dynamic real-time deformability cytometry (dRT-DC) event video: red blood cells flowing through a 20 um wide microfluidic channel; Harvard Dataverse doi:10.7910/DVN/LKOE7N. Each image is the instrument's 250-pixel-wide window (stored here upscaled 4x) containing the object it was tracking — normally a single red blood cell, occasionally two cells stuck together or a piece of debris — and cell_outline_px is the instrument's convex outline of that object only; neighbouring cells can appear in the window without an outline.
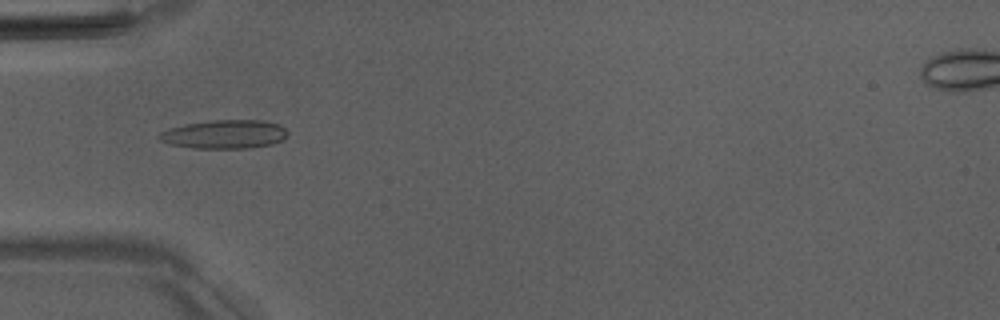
{"species": "Egyptian fruit bat (a non-hibernating species)", "species_latin": "Rousettus aegyptiacus", "temperature_condition": "room temperature", "stored_images_in_passage": 40, "camera_frame_rate_fps": 3000, "um_per_image_px": 0.085, "animal": {"sex": "male"}, "frame": {"image": 1, "passage_image": 8, "time_ms": 2.333, "image_size_px": [1000, 320], "cell_outline_px": [[288, 136], [284, 140], [272, 144], [248, 148], [192, 148], [168, 144], [160, 140], [156, 136], [160, 132], [168, 128], [184, 124], [212, 120], [264, 120], [276, 124], [284, 128], [288, 132]], "centroid_in_image_um": [19.06, 11.41], "position_along_channel_um": 65.9, "area_um2": 21.68}}
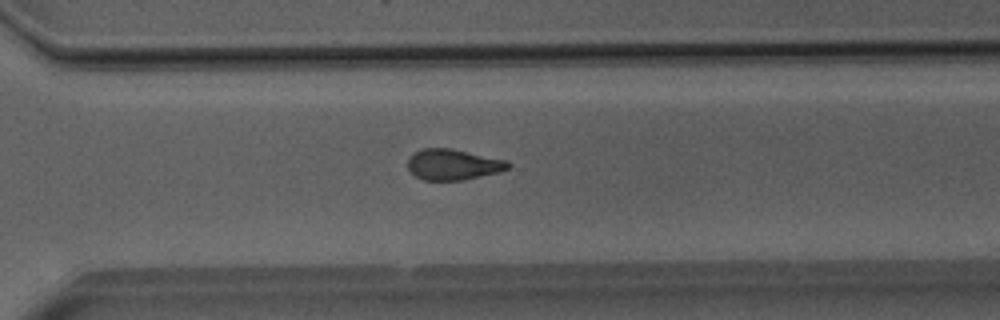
{"frame": {"image": 2, "passage_image": 28, "time_ms": 9.0, "image_size_px": [1000, 320], "cell_outline_px": [[512, 164], [508, 168], [500, 172], [464, 180], [424, 180], [416, 176], [408, 168], [408, 156], [412, 152], [424, 148], [452, 148], [508, 160]], "centroid_in_image_um": [38.53, 13.97], "position_along_channel_um": 332.1, "area_um2": 18.26}}
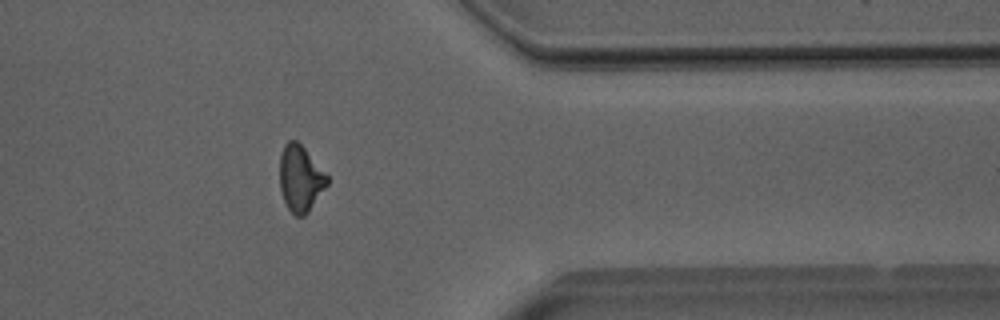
{"frame": {"image": 3, "passage_image": 33, "time_ms": 10.667, "image_size_px": [1000, 320], "cell_outline_px": [[328, 184], [308, 212], [304, 216], [296, 216], [288, 208], [284, 200], [280, 188], [280, 156], [284, 144], [288, 140], [296, 140], [304, 148], [328, 176]], "centroid_in_image_um": [25.52, 15.17], "position_along_channel_um": 385.9, "area_um2": 18.09}, "authors_computed_cell_mechanics": {"area_um2": 18.5538, "velocity_mm_per_s": 4.0059, "shape_relaxation_time_tau1_ms": null, "shape_relaxation_time_tau2_ms": 3.1446, "deformation_change_tau1": null, "deformation_change_tau2": 0.1168}}